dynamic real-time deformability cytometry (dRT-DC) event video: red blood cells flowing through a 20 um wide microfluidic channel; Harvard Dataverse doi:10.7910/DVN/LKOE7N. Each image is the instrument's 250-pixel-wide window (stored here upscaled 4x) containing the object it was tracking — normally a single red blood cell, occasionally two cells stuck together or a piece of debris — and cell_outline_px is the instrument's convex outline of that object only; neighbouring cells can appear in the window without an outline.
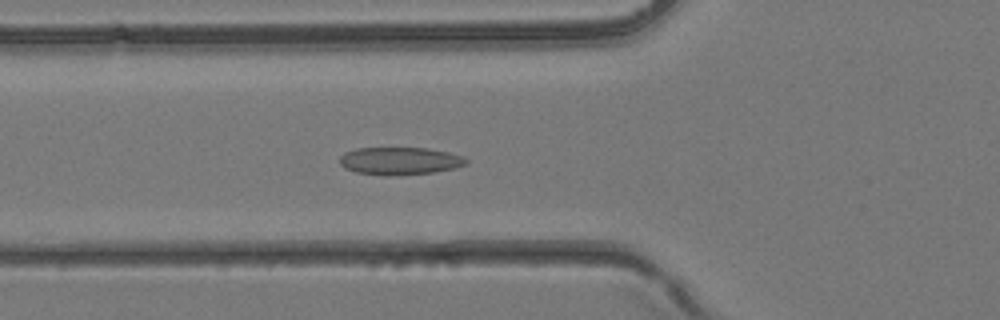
{"species": "common noctule bat (a hibernating species)", "species_latin": "Nyctalus noctula", "temperature_condition": "room temperature", "stored_images_in_passage": 40, "camera_frame_rate_fps": 3000, "um_per_image_px": 0.085, "animal": {"sex": "female", "body_mass_g": 24.6, "forearm_length_mm": 56.2}, "frame": {"image": 1, "passage_image": 15, "time_ms": 4.667, "image_size_px": [1000, 320], "cell_outline_px": [[468, 164], [452, 168], [432, 172], [388, 176], [356, 172], [344, 168], [340, 164], [340, 156], [344, 152], [356, 148], [428, 148], [448, 152], [464, 156], [468, 160]], "centroid_in_image_um": [33.97, 13.67], "position_along_channel_um": 91.8, "area_um2": 20.35}}
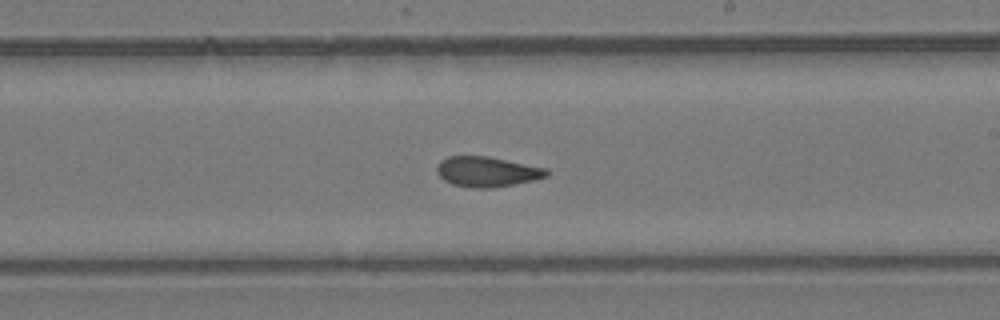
{"frame": {"image": 2, "passage_image": 24, "time_ms": 7.667, "image_size_px": [1000, 320], "cell_outline_px": [[548, 176], [532, 180], [492, 188], [472, 188], [452, 184], [444, 180], [436, 172], [436, 168], [440, 160], [448, 156], [488, 156], [548, 168]], "centroid_in_image_um": [41.38, 14.59], "position_along_channel_um": 247.6, "area_um2": 19.31}}
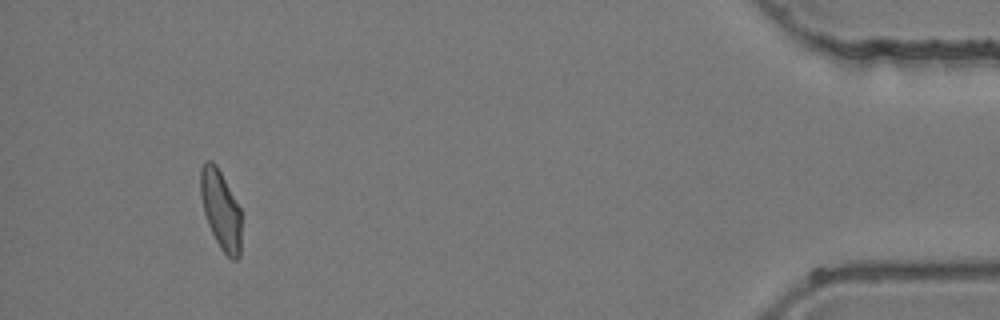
{"frame": {"image": 3, "passage_image": 38, "time_ms": 12.333, "image_size_px": [1000, 320], "cell_outline_px": [[240, 256], [236, 260], [232, 260], [220, 248], [208, 224], [204, 212], [200, 196], [200, 168], [204, 160], [212, 160], [216, 164], [240, 208]], "centroid_in_image_um": [18.74, 17.79], "position_along_channel_um": 416.5, "area_um2": 18.73}}